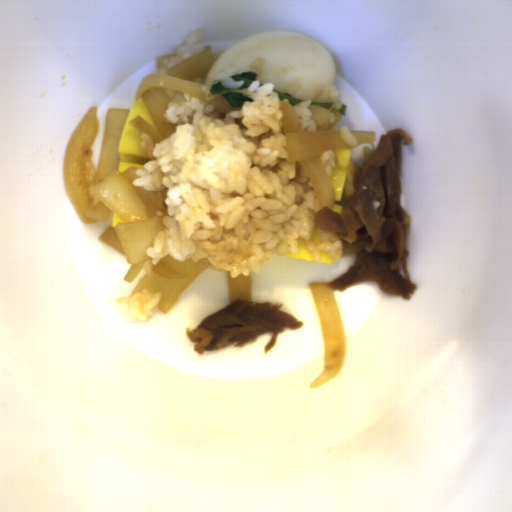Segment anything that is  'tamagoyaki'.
<instances>
[{
  "label": "tamagoyaki",
  "instance_id": "5b053a60",
  "mask_svg": "<svg viewBox=\"0 0 512 512\" xmlns=\"http://www.w3.org/2000/svg\"><path fill=\"white\" fill-rule=\"evenodd\" d=\"M312 243H314L316 246L319 245V244H322L323 242L321 241V239L319 238L318 236V230L315 229L314 233L312 234L310 240Z\"/></svg>",
  "mask_w": 512,
  "mask_h": 512
},
{
  "label": "tamagoyaki",
  "instance_id": "81b7327e",
  "mask_svg": "<svg viewBox=\"0 0 512 512\" xmlns=\"http://www.w3.org/2000/svg\"><path fill=\"white\" fill-rule=\"evenodd\" d=\"M136 116H140L145 119L156 130L142 98L132 101L117 146L119 158L117 169L119 173H123L130 167L143 169L144 165L153 158L146 155L142 149V132H138L129 123V121Z\"/></svg>",
  "mask_w": 512,
  "mask_h": 512
},
{
  "label": "tamagoyaki",
  "instance_id": "b2839b24",
  "mask_svg": "<svg viewBox=\"0 0 512 512\" xmlns=\"http://www.w3.org/2000/svg\"><path fill=\"white\" fill-rule=\"evenodd\" d=\"M124 222L121 218H119L115 213H112L111 226H116L119 223Z\"/></svg>",
  "mask_w": 512,
  "mask_h": 512
},
{
  "label": "tamagoyaki",
  "instance_id": "9680ed9f",
  "mask_svg": "<svg viewBox=\"0 0 512 512\" xmlns=\"http://www.w3.org/2000/svg\"><path fill=\"white\" fill-rule=\"evenodd\" d=\"M298 249L297 251H288L285 254H280L284 258H293V259H303V260H312V261H322V262H331L335 263L338 259L331 258L329 253L325 250L321 252L318 260H315L311 251L308 250L307 244L304 238L299 239L297 243Z\"/></svg>",
  "mask_w": 512,
  "mask_h": 512
},
{
  "label": "tamagoyaki",
  "instance_id": "833754b4",
  "mask_svg": "<svg viewBox=\"0 0 512 512\" xmlns=\"http://www.w3.org/2000/svg\"><path fill=\"white\" fill-rule=\"evenodd\" d=\"M332 150V149H330ZM335 154V163L330 175V181L335 196L334 208L332 211L340 213L346 207L348 200H345L343 193L346 186V171L338 170V167H348L351 161V147L350 149L332 150Z\"/></svg>",
  "mask_w": 512,
  "mask_h": 512
}]
</instances>
